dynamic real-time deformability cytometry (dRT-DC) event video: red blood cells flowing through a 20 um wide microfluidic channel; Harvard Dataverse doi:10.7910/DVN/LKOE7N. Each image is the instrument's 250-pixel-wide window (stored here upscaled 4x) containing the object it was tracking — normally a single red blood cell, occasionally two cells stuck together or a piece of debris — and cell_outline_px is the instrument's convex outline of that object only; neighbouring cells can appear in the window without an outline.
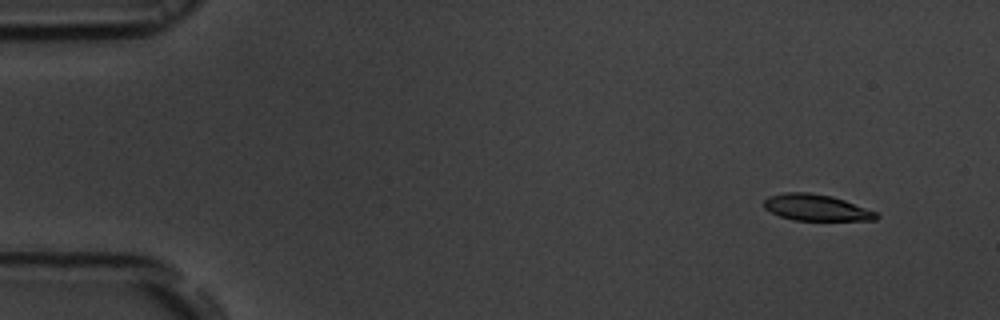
{"species": "common noctule bat (a hibernating species)", "species_latin": "Nyctalus noctula", "temperature_condition": "room temperature", "stored_images_in_passage": 52, "camera_frame_rate_fps": 3000, "um_per_image_px": 0.085, "animal": {"sex": "male", "body_mass_g": 19.5, "forearm_length_mm": 54.6}, "frame": {"image": 1, "passage_image": 2, "time_ms": 0.333, "image_size_px": [1000, 320], "cell_outline_px": [[880, 216], [876, 220], [792, 220], [780, 216], [764, 208], [764, 200], [768, 196], [784, 192], [808, 192], [832, 196], [844, 200], [876, 212]], "centroid_in_image_um": [69.36, 17.64], "position_along_channel_um": 15.6, "area_um2": 17.17}}
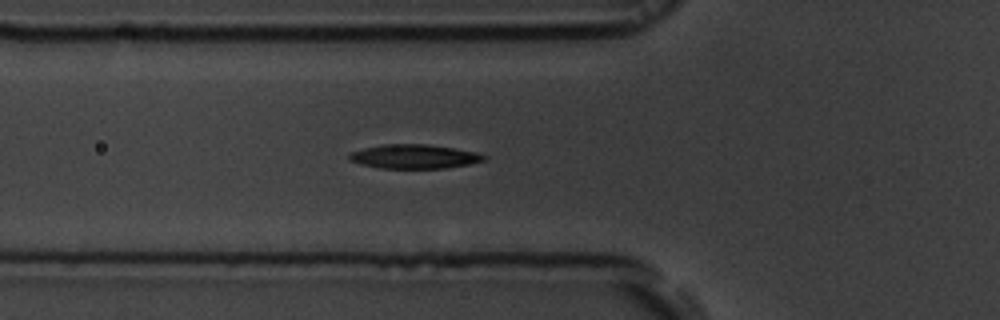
{"frame": {"image": 2, "passage_image": 17, "time_ms": 5.333, "image_size_px": [1000, 320], "cell_outline_px": [[488, 156], [484, 160], [468, 164], [448, 168], [380, 168], [360, 164], [348, 160], [348, 156], [352, 152], [364, 148], [384, 144], [428, 144], [456, 148], [476, 152]], "centroid_in_image_um": [35.22, 13.3], "position_along_channel_um": 90.6, "area_um2": 18.96}}
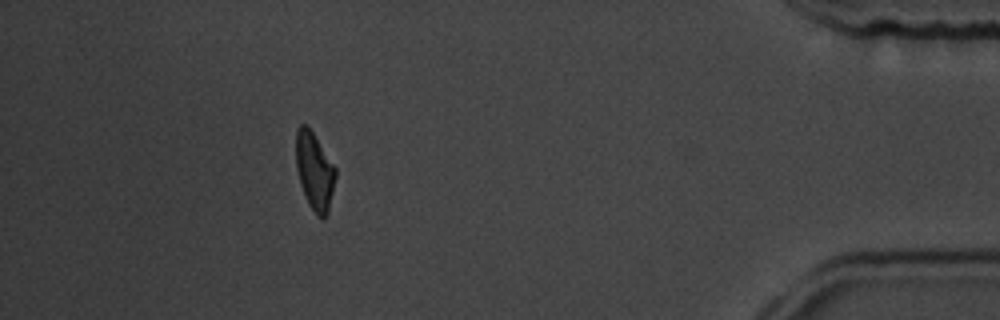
{"frame": {"image": 3, "passage_image": 47, "time_ms": 15.333, "image_size_px": [1000, 320], "cell_outline_px": [[336, 176], [328, 212], [324, 216], [316, 216], [308, 204], [300, 184], [296, 168], [296, 128], [300, 124], [308, 124], [336, 168]], "centroid_in_image_um": [26.72, 14.5], "position_along_channel_um": 408.5, "area_um2": 17.98}, "authors_computed_cell_mechanics": {"area_um2": 18.7272, "velocity_mm_per_s": 3.7143, "shape_relaxation_time_tau1_ms": 4.5656, "shape_relaxation_time_tau2_ms": 2.1887, "deformation_change_tau1": 0.1636, "deformation_change_tau2": 0.0943}}